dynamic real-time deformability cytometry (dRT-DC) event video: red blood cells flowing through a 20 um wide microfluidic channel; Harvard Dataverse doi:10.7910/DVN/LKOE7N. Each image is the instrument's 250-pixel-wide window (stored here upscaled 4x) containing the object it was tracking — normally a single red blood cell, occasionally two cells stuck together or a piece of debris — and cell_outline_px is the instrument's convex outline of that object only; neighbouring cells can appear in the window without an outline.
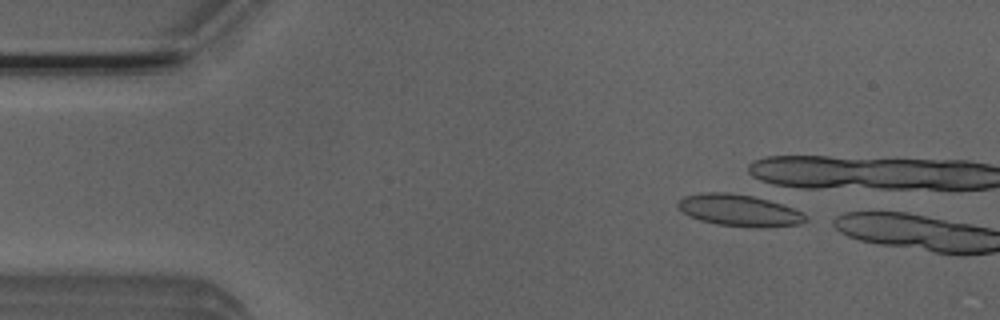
{"species": "Egyptian fruit bat (a non-hibernating species)", "species_latin": "Rousettus aegyptiacus", "temperature_condition": "room temperature", "stored_images_in_passage": 3, "camera_frame_rate_fps": 3000, "um_per_image_px": 0.085, "animal": {"sex": "male"}, "frame": {"image": 1, "passage_image": 2, "time_ms": 0.333, "image_size_px": [1000, 320], "cell_outline_px": [[808, 220], [800, 224], [768, 228], [716, 224], [700, 220], [688, 216], [676, 204], [684, 196], [704, 192], [728, 192], [760, 196], [804, 212], [808, 216]], "centroid_in_image_um": [62.9, 17.87], "position_along_channel_um": 22.1, "area_um2": 23.99}}